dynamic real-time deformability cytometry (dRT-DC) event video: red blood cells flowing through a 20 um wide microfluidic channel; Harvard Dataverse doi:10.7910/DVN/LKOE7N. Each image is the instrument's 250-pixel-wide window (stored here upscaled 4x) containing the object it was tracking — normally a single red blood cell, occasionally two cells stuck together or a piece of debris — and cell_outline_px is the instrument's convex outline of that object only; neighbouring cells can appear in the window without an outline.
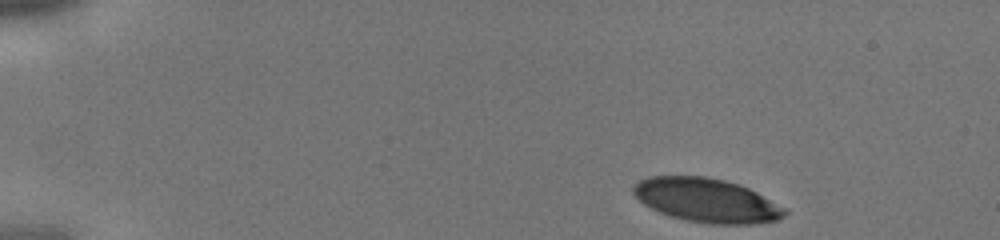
{"species": "human", "species_latin": "Homo sapiens", "temperature_condition": "cold", "stored_images_in_passage": 38, "camera_frame_rate_fps": 3000, "um_per_image_px": 0.085, "donor": {"sex": "male"}, "frame": {"image": 1, "passage_image": 1, "time_ms": 0.0, "image_size_px": [1000, 240], "cell_outline_px": [[788, 212], [784, 216], [776, 220], [760, 224], [712, 224], [688, 220], [672, 216], [660, 212], [644, 204], [632, 192], [632, 188], [640, 180], [648, 176], [704, 176], [724, 180], [748, 188], [788, 208]], "centroid_in_image_um": [60.11, 17.03], "position_along_channel_um": 24.9, "area_um2": 38.61}}
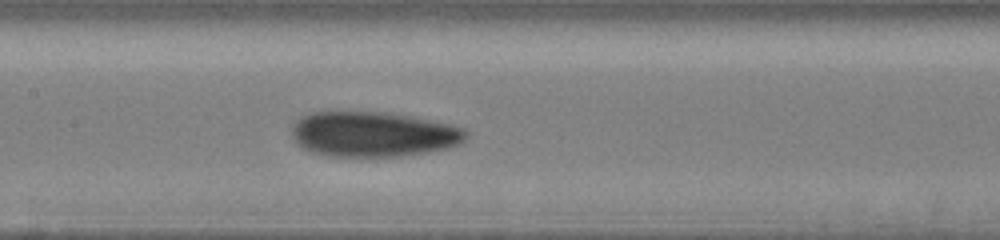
{"frame": {"image": 2, "passage_image": 17, "time_ms": 5.333, "image_size_px": [1000, 240], "cell_outline_px": [[468, 136], [460, 144], [448, 148], [428, 152], [400, 156], [324, 156], [300, 148], [292, 140], [292, 124], [296, 120], [312, 112], [392, 112], [452, 124], [464, 128], [468, 132]], "centroid_in_image_um": [31.72, 11.41], "position_along_channel_um": 175.7, "area_um2": 46.41}}
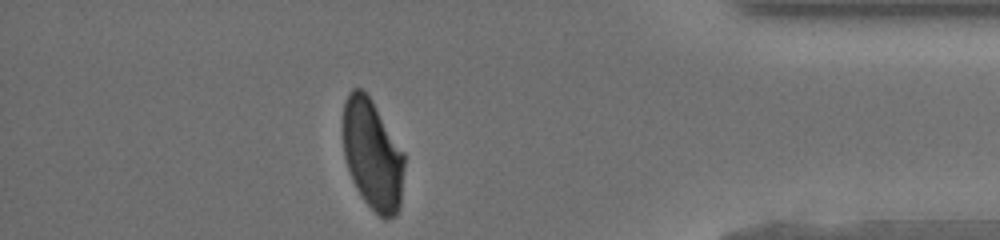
{"frame": {"image": 3, "passage_image": 33, "time_ms": 10.667, "image_size_px": [1000, 240], "cell_outline_px": [[404, 164], [400, 208], [396, 216], [388, 220], [384, 220], [364, 200], [356, 188], [352, 180], [344, 156], [340, 128], [344, 100], [348, 92], [352, 88], [360, 88], [368, 96], [404, 152]], "centroid_in_image_um": [31.62, 13.15], "position_along_channel_um": 403.6, "area_um2": 39.82}}